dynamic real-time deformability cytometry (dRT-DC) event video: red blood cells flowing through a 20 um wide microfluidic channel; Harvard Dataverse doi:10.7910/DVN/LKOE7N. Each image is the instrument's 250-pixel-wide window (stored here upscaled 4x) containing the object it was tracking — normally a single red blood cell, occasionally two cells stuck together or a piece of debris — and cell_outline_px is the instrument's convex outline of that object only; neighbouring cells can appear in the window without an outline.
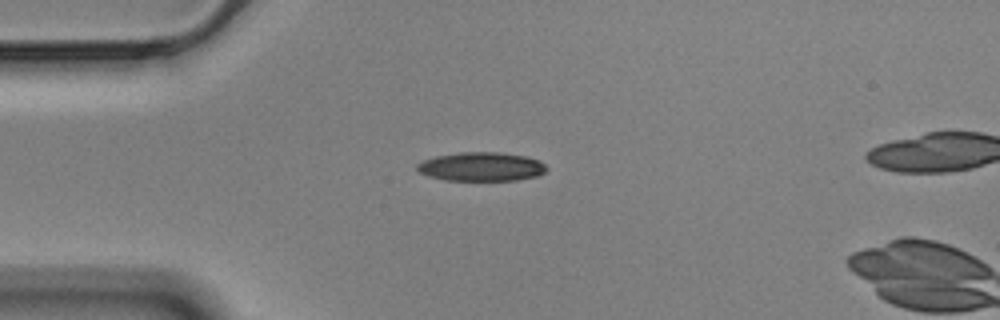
{"species": "Egyptian fruit bat (a non-hibernating species)", "species_latin": "Rousettus aegyptiacus", "temperature_condition": "cold", "stored_images_in_passage": 45, "camera_frame_rate_fps": 3000, "um_per_image_px": 0.085, "animal": {"sex": "male"}, "frame": {"image": 1, "passage_image": 1, "time_ms": 0.0, "image_size_px": [1000, 320], "cell_outline_px": [[548, 168], [544, 172], [536, 176], [516, 180], [444, 180], [428, 176], [420, 172], [416, 168], [416, 164], [424, 160], [436, 156], [460, 152], [500, 152], [528, 156], [540, 160]], "centroid_in_image_um": [40.93, 14.16], "position_along_channel_um": 44.1, "area_um2": 21.85}}
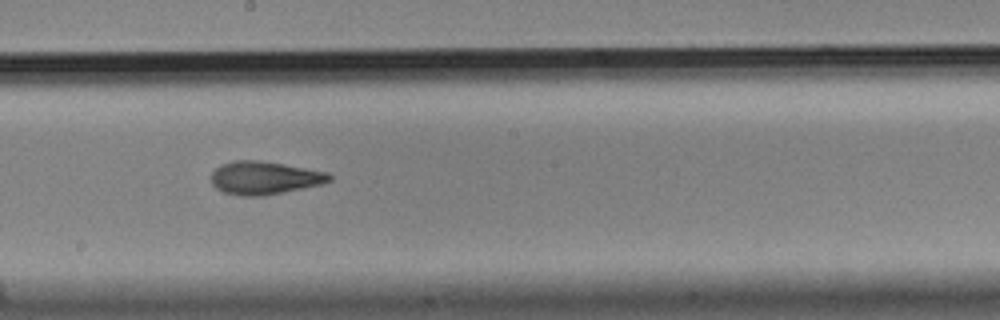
{"frame": {"image": 2, "passage_image": 18, "time_ms": 5.667, "image_size_px": [1000, 320], "cell_outline_px": [[332, 180], [324, 184], [264, 196], [240, 196], [224, 192], [216, 188], [212, 184], [212, 172], [220, 164], [236, 160], [256, 160], [284, 164], [328, 172], [332, 176]], "centroid_in_image_um": [22.5, 15.12], "position_along_channel_um": 225.7, "area_um2": 22.89}}
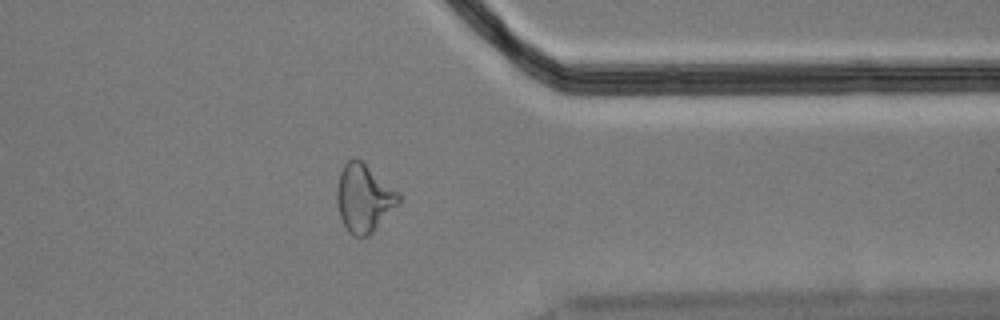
{"frame": {"image": 3, "passage_image": 32, "time_ms": 10.333, "image_size_px": [1000, 320], "cell_outline_px": [[400, 200], [372, 232], [368, 236], [352, 236], [348, 232], [340, 216], [336, 200], [336, 188], [340, 172], [344, 164], [348, 160], [360, 160], [400, 192]], "centroid_in_image_um": [30.9, 16.84], "position_along_channel_um": 380.5, "area_um2": 23.99}, "authors_computed_cell_mechanics": {"area_um2": 22.8888, "velocity_mm_per_s": 3.502, "shape_relaxation_time_tau1_ms": 6.6848, "shape_relaxation_time_tau2_ms": 2.9643, "deformation_change_tau1": 0.1778, "deformation_change_tau2": 0.1108}}